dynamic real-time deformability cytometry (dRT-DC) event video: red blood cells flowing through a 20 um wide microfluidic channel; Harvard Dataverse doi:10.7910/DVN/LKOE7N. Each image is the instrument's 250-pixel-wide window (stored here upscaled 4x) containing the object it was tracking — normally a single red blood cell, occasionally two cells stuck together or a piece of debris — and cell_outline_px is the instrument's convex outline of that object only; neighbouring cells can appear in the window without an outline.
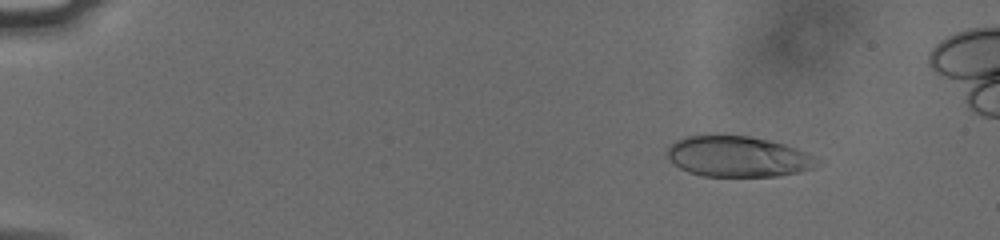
{"species": "human", "species_latin": "Homo sapiens", "temperature_condition": "cold", "stored_images_in_passage": 58, "camera_frame_rate_fps": 3000, "um_per_image_px": 0.085, "donor": {"sex": "male"}, "frame": {"image": 1, "passage_image": 9, "time_ms": 2.667, "image_size_px": [1000, 240], "cell_outline_px": [[812, 168], [800, 172], [780, 176], [704, 176], [688, 172], [672, 164], [668, 160], [664, 152], [676, 140], [684, 136], [704, 132], [748, 136], [768, 140], [784, 144], [808, 152], [812, 156]], "centroid_in_image_um": [62.57, 13.27], "position_along_channel_um": 22.4, "area_um2": 36.18}}
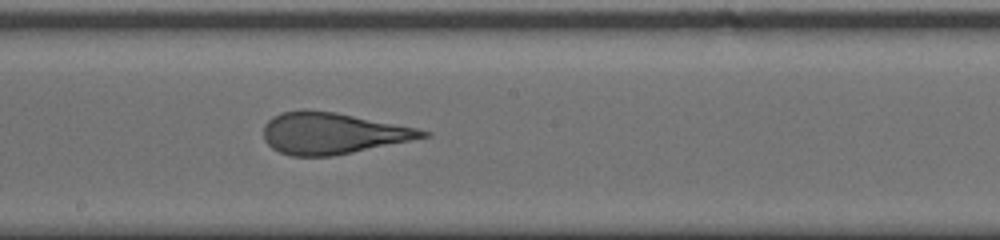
{"frame": {"image": 2, "passage_image": 34, "time_ms": 11.0, "image_size_px": [1000, 240], "cell_outline_px": [[432, 136], [332, 156], [292, 156], [280, 152], [272, 148], [264, 140], [264, 124], [272, 116], [280, 112], [304, 108], [336, 112], [416, 128], [432, 132]], "centroid_in_image_um": [28.23, 11.31], "position_along_channel_um": 220.0, "area_um2": 38.49}}
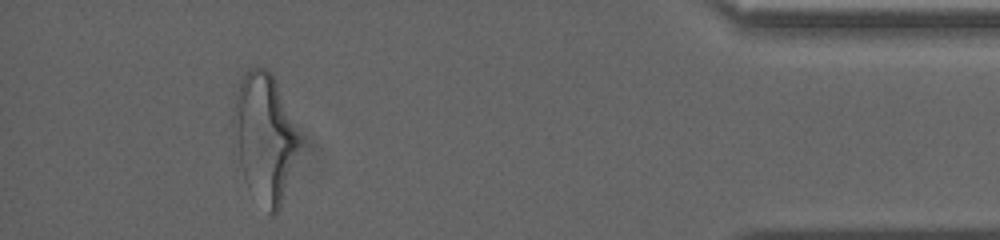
{"frame": {"image": 3, "passage_image": 53, "time_ms": 17.333, "image_size_px": [1000, 240], "cell_outline_px": [[300, 144], [284, 196], [280, 208], [272, 216], [268, 212], [248, 188], [244, 180], [240, 164], [232, 124], [232, 108], [240, 80], [248, 68], [268, 68], [272, 72], [300, 140]], "centroid_in_image_um": [22.46, 11.67], "position_along_channel_um": 412.7, "area_um2": 48.44}}